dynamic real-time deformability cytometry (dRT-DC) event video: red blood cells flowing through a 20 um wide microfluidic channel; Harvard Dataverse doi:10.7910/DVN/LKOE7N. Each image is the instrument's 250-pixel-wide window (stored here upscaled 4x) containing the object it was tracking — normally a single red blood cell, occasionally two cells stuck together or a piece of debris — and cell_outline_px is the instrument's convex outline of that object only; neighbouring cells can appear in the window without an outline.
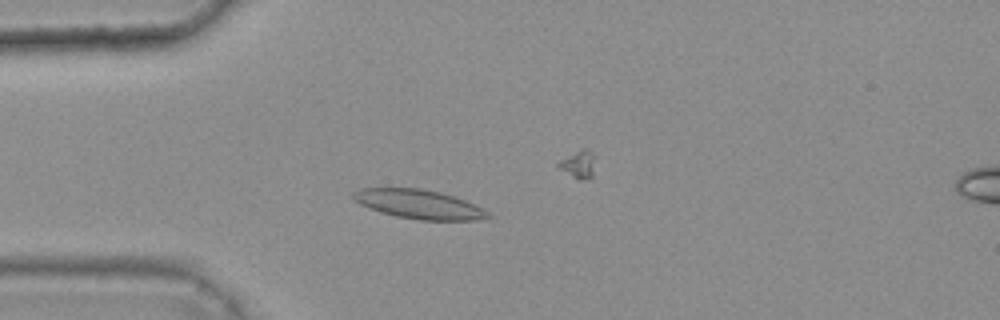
{"species": "common noctule bat (a hibernating species)", "species_latin": "Nyctalus noctula", "temperature_condition": "warm", "stored_images_in_passage": 44, "camera_frame_rate_fps": 3000, "um_per_image_px": 0.085, "animal": {"sex": "female", "body_mass_g": 25.1}, "frame": {"image": 1, "passage_image": 13, "time_ms": 4.0, "image_size_px": [1000, 320], "cell_outline_px": [[492, 216], [476, 220], [420, 220], [396, 216], [380, 212], [368, 208], [360, 204], [352, 196], [352, 192], [360, 188], [420, 188], [440, 192], [464, 200], [488, 212]], "centroid_in_image_um": [35.56, 17.36], "position_along_channel_um": 49.4, "area_um2": 22.6}, "authors_computed_cell_mechanics": {"area_um2": 20.6346, "velocity_mm_per_s": 3.6949, "shape_relaxation_time_tau1_ms": 3.5443, "shape_relaxation_time_tau2_ms": 4.0341, "deformation_change_tau1": 0.1139, "deformation_change_tau2": 0.0944}}